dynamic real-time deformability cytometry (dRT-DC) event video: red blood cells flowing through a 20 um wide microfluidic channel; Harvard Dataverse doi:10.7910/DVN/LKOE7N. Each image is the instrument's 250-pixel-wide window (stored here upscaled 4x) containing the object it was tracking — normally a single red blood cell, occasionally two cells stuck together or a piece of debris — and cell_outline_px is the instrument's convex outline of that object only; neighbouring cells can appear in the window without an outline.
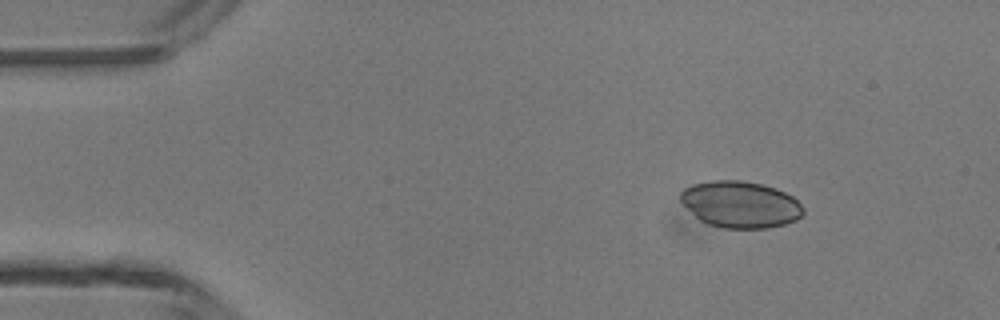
{"species": "common noctule bat (a hibernating species)", "species_latin": "Nyctalus noctula", "temperature_condition": "room temperature", "stored_images_in_passage": 4, "camera_frame_rate_fps": 3000, "um_per_image_px": 0.085, "animal": {"sex": "male", "body_mass_g": 13.3}, "frame": {"image": 1, "passage_image": 2, "time_ms": 1.333, "image_size_px": [1000, 320], "cell_outline_px": [[804, 212], [796, 220], [784, 224], [768, 228], [724, 228], [708, 224], [700, 220], [680, 200], [680, 192], [684, 188], [692, 184], [712, 180], [740, 180], [760, 184], [776, 188], [792, 196], [804, 208]], "centroid_in_image_um": [62.93, 17.37], "position_along_channel_um": 22.1, "area_um2": 33.18}}